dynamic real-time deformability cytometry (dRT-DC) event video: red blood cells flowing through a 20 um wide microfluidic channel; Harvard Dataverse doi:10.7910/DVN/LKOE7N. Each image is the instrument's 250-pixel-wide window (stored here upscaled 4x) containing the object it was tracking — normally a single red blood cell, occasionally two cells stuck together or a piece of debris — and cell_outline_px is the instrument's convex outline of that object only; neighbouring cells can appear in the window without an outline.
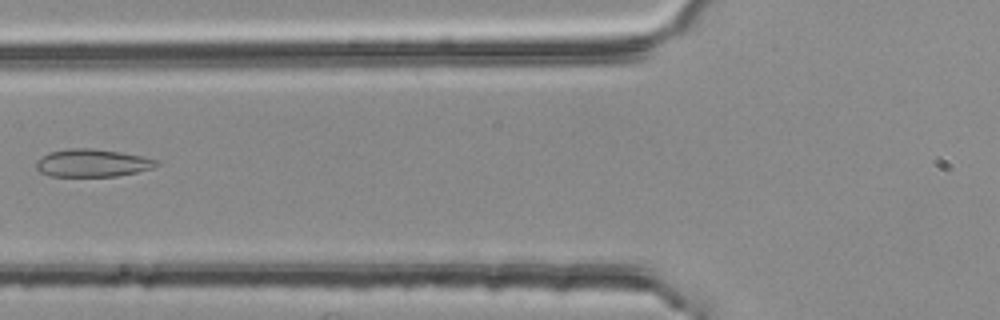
{"species": "common noctule bat (a hibernating species)", "species_latin": "Nyctalus noctula", "temperature_condition": "room temperature", "stored_images_in_passage": 5, "camera_frame_rate_fps": 3000, "um_per_image_px": 0.085, "animal": {"sex": "female", "body_mass_g": 25.1}, "frame": {"image": 1, "passage_image": 5, "time_ms": 1.333, "image_size_px": [1000, 320], "cell_outline_px": [[160, 164], [152, 168], [136, 172], [116, 176], [52, 176], [40, 172], [36, 168], [36, 164], [48, 152], [72, 148], [92, 148], [120, 152], [140, 156], [156, 160]], "centroid_in_image_um": [7.85, 13.85], "position_along_channel_um": 117.9, "area_um2": 19.13}}